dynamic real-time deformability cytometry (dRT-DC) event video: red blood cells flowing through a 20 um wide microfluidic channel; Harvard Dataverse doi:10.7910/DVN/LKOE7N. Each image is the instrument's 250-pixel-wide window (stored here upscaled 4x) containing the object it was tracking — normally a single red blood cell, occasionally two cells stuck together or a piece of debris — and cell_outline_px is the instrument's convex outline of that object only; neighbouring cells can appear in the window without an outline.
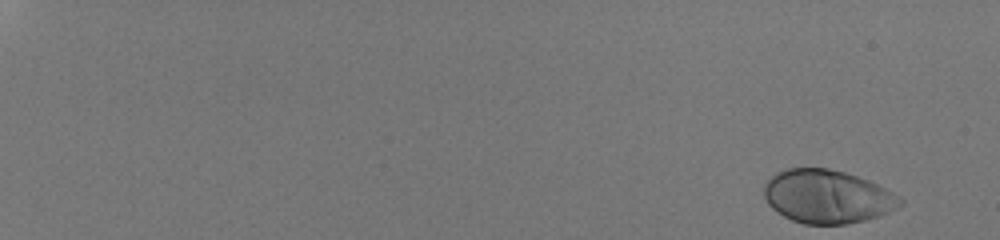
{"species": "human", "species_latin": "Homo sapiens", "temperature_condition": "room temperature", "stored_images_in_passage": 46, "camera_frame_rate_fps": 3000, "um_per_image_px": 0.085, "donor": {"sex": "male"}, "frame": {"image": 1, "passage_image": 1, "time_ms": 0.0, "image_size_px": [1000, 240], "cell_outline_px": [[904, 204], [880, 216], [848, 224], [804, 224], [792, 220], [776, 212], [768, 204], [764, 196], [764, 184], [776, 172], [788, 168], [828, 168], [844, 172], [868, 180], [900, 196], [904, 200]], "centroid_in_image_um": [70.31, 16.71], "position_along_channel_um": 14.7, "area_um2": 42.43}}
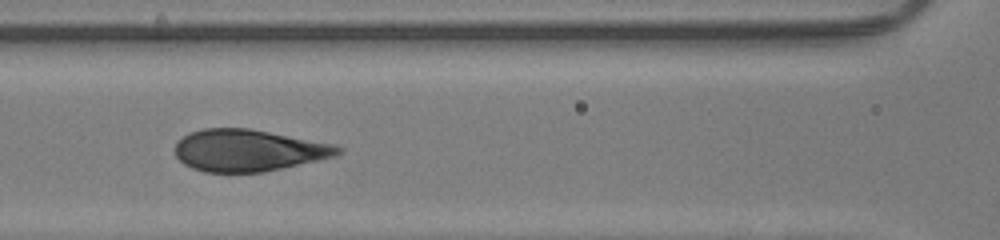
{"frame": {"image": 2, "passage_image": 27, "time_ms": 8.667, "image_size_px": [1000, 240], "cell_outline_px": [[344, 152], [336, 156], [264, 172], [204, 172], [192, 168], [184, 164], [176, 156], [176, 144], [188, 132], [204, 128], [248, 128], [336, 144], [344, 148]], "centroid_in_image_um": [21.15, 12.78], "position_along_channel_um": 145.4, "area_um2": 39.77}}
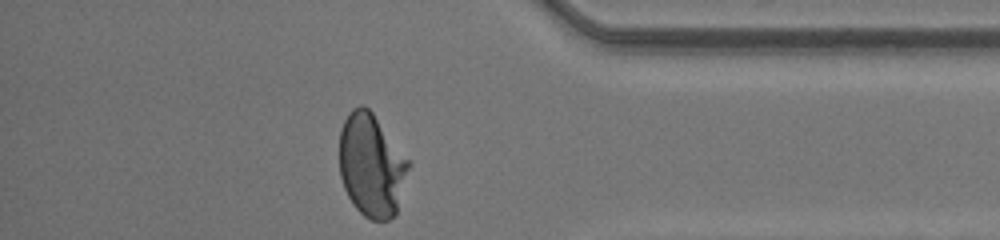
{"frame": {"image": 3, "passage_image": 46, "time_ms": 15.0, "image_size_px": [1000, 240], "cell_outline_px": [[412, 164], [396, 212], [388, 220], [372, 220], [364, 216], [352, 204], [344, 188], [340, 176], [340, 128], [348, 112], [352, 108], [360, 104], [364, 104], [372, 112]], "centroid_in_image_um": [31.57, 14.03], "position_along_channel_um": 403.6, "area_um2": 41.67}, "authors_computed_cell_mechanics": {"area_um2": 40.8935, "velocity_mm_per_s": 4.2468, "shape_relaxation_time_tau1_ms": 4.1304, "shape_relaxation_time_tau2_ms": null, "deformation_change_tau1": 0.204, "deformation_change_tau2": null}}